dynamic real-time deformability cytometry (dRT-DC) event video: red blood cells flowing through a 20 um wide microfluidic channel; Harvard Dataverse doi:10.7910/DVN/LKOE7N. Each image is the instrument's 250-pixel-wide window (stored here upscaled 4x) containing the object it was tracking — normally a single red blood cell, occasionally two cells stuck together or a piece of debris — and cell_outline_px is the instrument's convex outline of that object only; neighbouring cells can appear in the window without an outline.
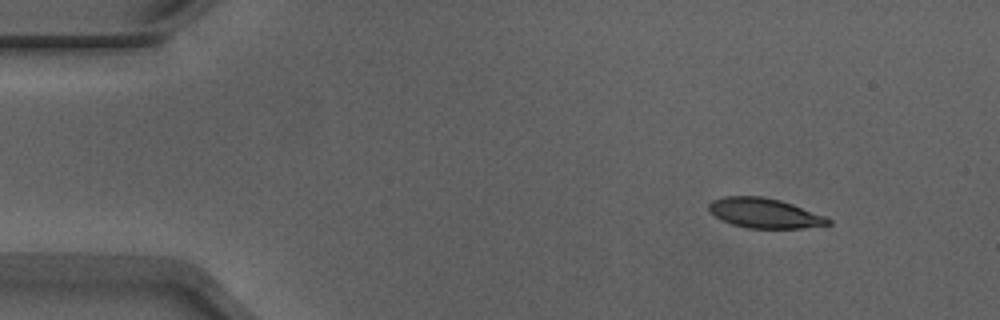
{"species": "Egyptian fruit bat (a non-hibernating species)", "species_latin": "Rousettus aegyptiacus", "temperature_condition": "warm", "stored_images_in_passage": 47, "camera_frame_rate_fps": 3000, "um_per_image_px": 0.085, "animal": {"sex": "male"}, "frame": {"image": 1, "passage_image": 1, "time_ms": 0.0, "image_size_px": [1000, 320], "cell_outline_px": [[832, 224], [804, 228], [748, 228], [732, 224], [708, 212], [708, 204], [712, 200], [724, 196], [760, 196], [780, 200], [792, 204], [824, 216], [832, 220]], "centroid_in_image_um": [64.97, 18.11], "position_along_channel_um": 20.0, "area_um2": 20.63}}
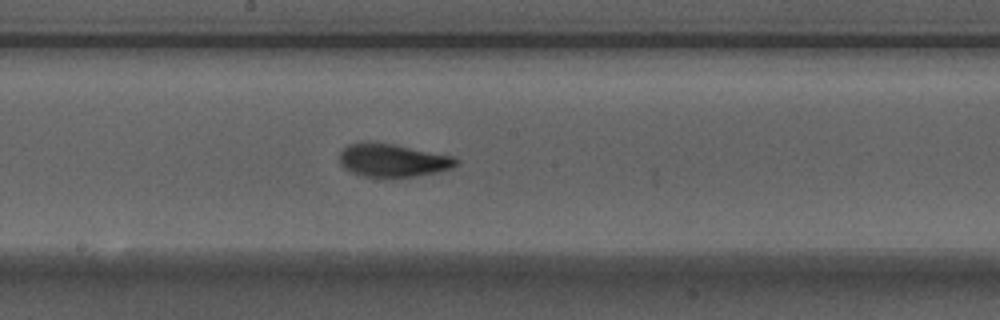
{"frame": {"image": 2, "passage_image": 23, "time_ms": 7.333, "image_size_px": [1000, 320], "cell_outline_px": [[460, 164], [452, 168], [436, 172], [412, 176], [364, 176], [352, 172], [344, 168], [340, 164], [340, 152], [348, 144], [372, 140], [396, 144], [452, 156], [460, 160]], "centroid_in_image_um": [33.38, 13.59], "position_along_channel_um": 214.8, "area_um2": 22.54}}
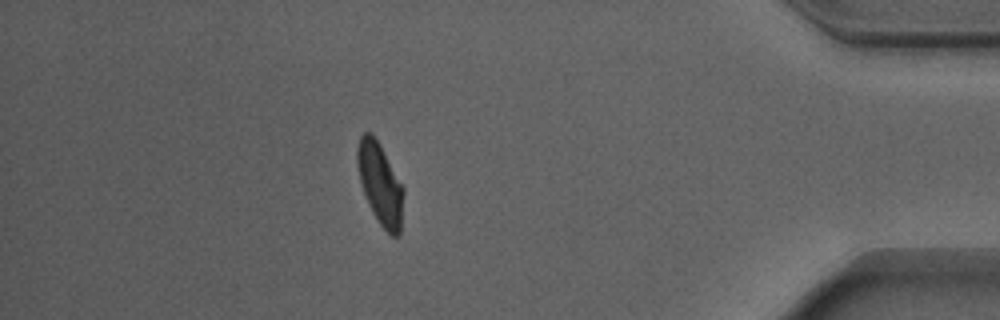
{"frame": {"image": 3, "passage_image": 41, "time_ms": 13.333, "image_size_px": [1000, 320], "cell_outline_px": [[404, 192], [400, 236], [392, 236], [380, 224], [372, 212], [368, 204], [360, 180], [356, 164], [356, 148], [360, 136], [364, 132], [372, 132], [404, 188]], "centroid_in_image_um": [32.3, 15.63], "position_along_channel_um": 402.9, "area_um2": 21.85}, "authors_computed_cell_mechanics": {"area_um2": 21.8484, "velocity_mm_per_s": 3.9, "shape_relaxation_time_tau1_ms": 2.9449, "shape_relaxation_time_tau2_ms": 1.3501, "deformation_change_tau1": 0.1383, "deformation_change_tau2": 0.0691}}